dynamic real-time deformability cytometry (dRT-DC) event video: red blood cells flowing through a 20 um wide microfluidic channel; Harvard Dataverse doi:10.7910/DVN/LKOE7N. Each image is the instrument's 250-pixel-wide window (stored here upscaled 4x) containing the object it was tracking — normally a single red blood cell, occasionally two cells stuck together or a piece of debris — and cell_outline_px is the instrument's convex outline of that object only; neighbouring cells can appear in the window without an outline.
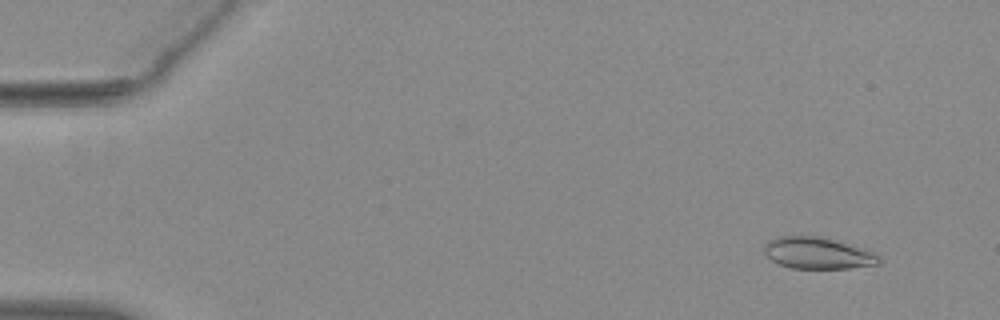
{"species": "common noctule bat (a hibernating species)", "species_latin": "Nyctalus noctula", "temperature_condition": "warm", "stored_images_in_passage": 54, "camera_frame_rate_fps": 3000, "um_per_image_px": 0.085, "animal": {"sex": "female", "body_mass_g": 29.2, "forearm_length_mm": 56.3}, "frame": {"image": 1, "passage_image": 5, "time_ms": 1.333, "image_size_px": [1000, 320], "cell_outline_px": [[884, 260], [880, 264], [852, 268], [792, 268], [780, 264], [772, 260], [764, 252], [764, 244], [768, 240], [780, 236], [820, 236], [868, 248], [880, 256]], "centroid_in_image_um": [69.6, 21.51], "position_along_channel_um": 15.4, "area_um2": 21.5}}
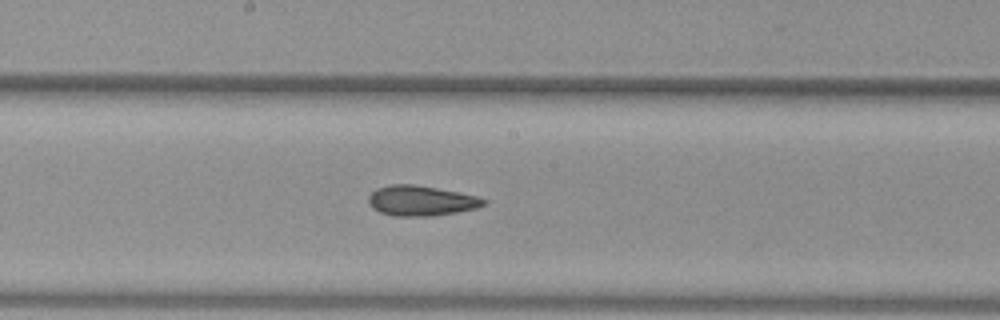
{"frame": {"image": 2, "passage_image": 30, "time_ms": 9.667, "image_size_px": [1000, 320], "cell_outline_px": [[488, 204], [476, 208], [456, 212], [432, 216], [392, 216], [380, 212], [372, 208], [368, 204], [368, 196], [376, 188], [392, 184], [416, 184], [460, 192], [476, 196], [488, 200]], "centroid_in_image_um": [35.79, 17.06], "position_along_channel_um": 212.4, "area_um2": 20.52}}
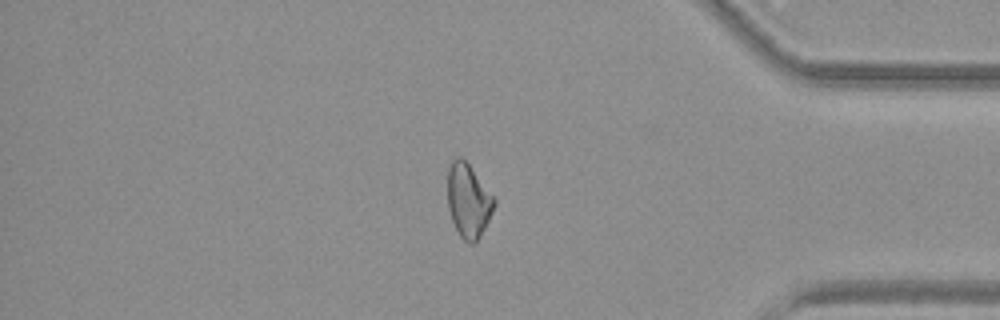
{"frame": {"image": 3, "passage_image": 46, "time_ms": 15.0, "image_size_px": [1000, 320], "cell_outline_px": [[496, 204], [480, 236], [472, 244], [468, 244], [460, 236], [452, 220], [448, 208], [448, 168], [452, 160], [456, 156], [460, 156], [468, 164], [496, 200]], "centroid_in_image_um": [39.79, 17.05], "position_along_channel_um": 395.4, "area_um2": 19.71}, "authors_computed_cell_mechanics": {"area_um2": 20.9814, "velocity_mm_per_s": 3.9142, "shape_relaxation_time_tau1_ms": null, "shape_relaxation_time_tau2_ms": 5.7864, "deformation_change_tau1": null, "deformation_change_tau2": 0.1309}}